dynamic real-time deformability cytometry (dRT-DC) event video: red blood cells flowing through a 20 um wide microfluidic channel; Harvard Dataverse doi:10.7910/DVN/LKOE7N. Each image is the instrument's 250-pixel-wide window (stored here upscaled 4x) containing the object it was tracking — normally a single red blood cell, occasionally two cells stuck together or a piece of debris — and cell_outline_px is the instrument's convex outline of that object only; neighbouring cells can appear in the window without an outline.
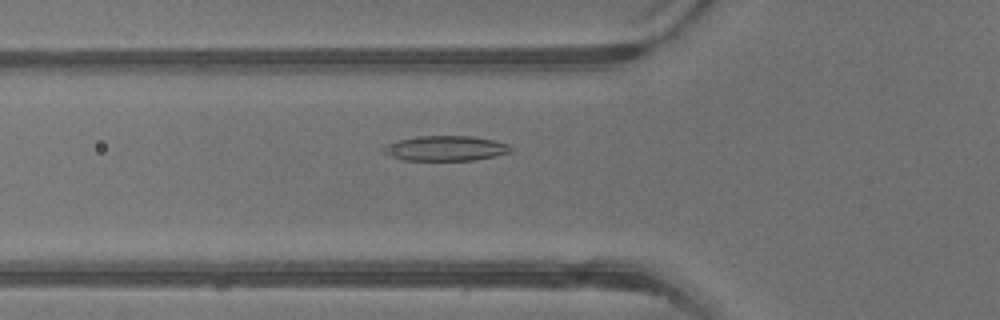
{"species": "common noctule bat (a hibernating species)", "species_latin": "Nyctalus noctula", "temperature_condition": "warm", "stored_images_in_passage": 42, "camera_frame_rate_fps": 3000, "um_per_image_px": 0.085, "animal": {"sex": "male", "body_mass_g": 13.3}, "frame": {"image": 1, "passage_image": 15, "time_ms": 4.667, "image_size_px": [1000, 320], "cell_outline_px": [[512, 152], [496, 156], [472, 160], [400, 160], [388, 156], [380, 148], [384, 144], [396, 140], [416, 136], [472, 136], [496, 140], [508, 144], [512, 148]], "centroid_in_image_um": [37.82, 12.6], "position_along_channel_um": 88.0, "area_um2": 18.96}}
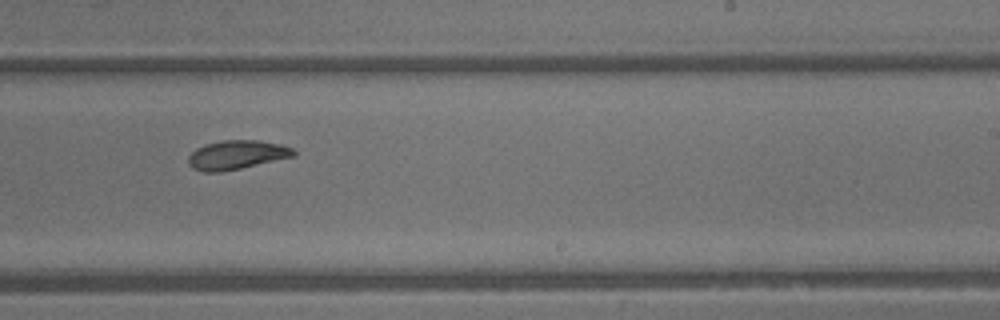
{"frame": {"image": 2, "passage_image": 26, "time_ms": 8.333, "image_size_px": [1000, 320], "cell_outline_px": [[296, 156], [240, 168], [220, 172], [204, 172], [192, 168], [188, 164], [188, 156], [196, 148], [204, 144], [220, 140], [260, 140], [280, 144], [292, 148], [296, 152]], "centroid_in_image_um": [20.1, 13.15], "position_along_channel_um": 268.9, "area_um2": 17.92}}
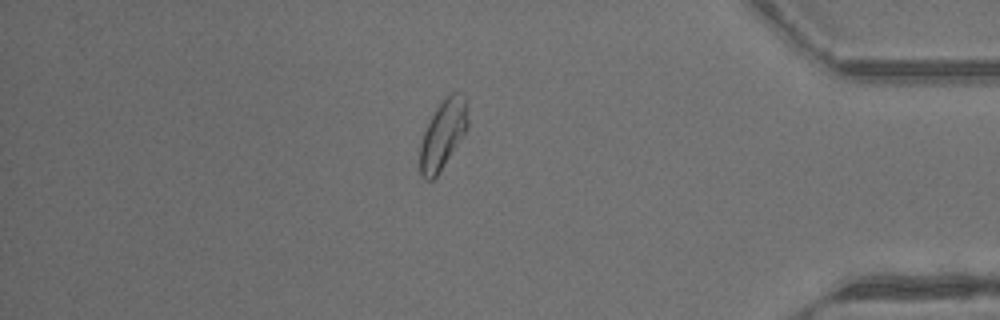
{"frame": {"image": 3, "passage_image": 36, "time_ms": 11.667, "image_size_px": [1000, 320], "cell_outline_px": [[468, 128], [436, 176], [432, 180], [424, 180], [420, 176], [420, 144], [424, 132], [436, 108], [452, 92], [456, 92], [468, 104]], "centroid_in_image_um": [37.64, 11.46], "position_along_channel_um": 397.6, "area_um2": 18.73}, "authors_computed_cell_mechanics": {"area_um2": 18.9295, "velocity_mm_per_s": 4.9267, "shape_relaxation_time_tau1_ms": 6.5716, "shape_relaxation_time_tau2_ms": 1.7683, "deformation_change_tau1": 0.1923, "deformation_change_tau2": 0.071}}